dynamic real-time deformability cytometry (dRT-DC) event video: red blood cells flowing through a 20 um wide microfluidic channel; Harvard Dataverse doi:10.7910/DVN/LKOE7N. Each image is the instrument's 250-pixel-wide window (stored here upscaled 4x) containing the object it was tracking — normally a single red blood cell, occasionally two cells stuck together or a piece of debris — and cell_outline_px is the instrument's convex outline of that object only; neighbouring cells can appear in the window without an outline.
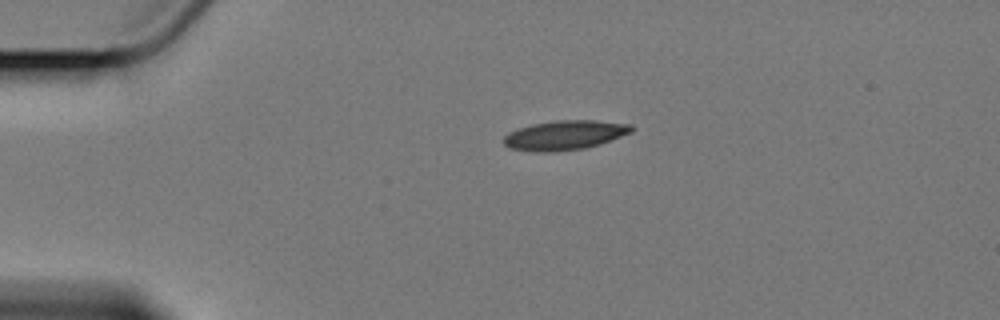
{"species": "Egyptian fruit bat (a non-hibernating species)", "species_latin": "Rousettus aegyptiacus", "temperature_condition": "cold", "stored_images_in_passage": 3, "camera_frame_rate_fps": 3000, "um_per_image_px": 0.085, "animal": {"sex": "female"}, "frame": {"image": 1, "passage_image": 1, "time_ms": 0.0, "image_size_px": [1000, 320], "cell_outline_px": [[636, 128], [632, 132], [600, 144], [584, 148], [552, 152], [536, 152], [508, 148], [504, 144], [504, 136], [508, 132], [532, 124], [556, 120], [592, 120], [632, 124]], "centroid_in_image_um": [48.01, 11.49], "position_along_channel_um": 37.0, "area_um2": 22.02}}
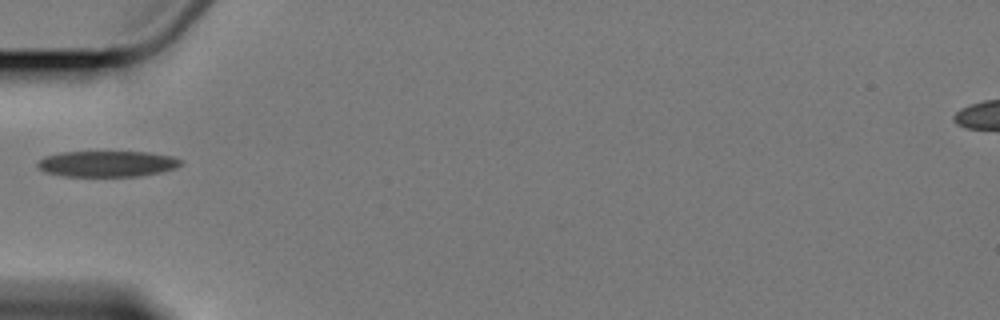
{"frame": {"image": 2, "passage_image": 3, "time_ms": 2.333, "image_size_px": [1000, 320], "cell_outline_px": [[184, 164], [176, 168], [160, 172], [140, 176], [64, 176], [44, 172], [36, 168], [36, 164], [44, 156], [60, 152], [148, 152], [172, 156], [184, 160]], "centroid_in_image_um": [9.12, 13.92], "position_along_channel_um": 75.9, "area_um2": 21.91}}